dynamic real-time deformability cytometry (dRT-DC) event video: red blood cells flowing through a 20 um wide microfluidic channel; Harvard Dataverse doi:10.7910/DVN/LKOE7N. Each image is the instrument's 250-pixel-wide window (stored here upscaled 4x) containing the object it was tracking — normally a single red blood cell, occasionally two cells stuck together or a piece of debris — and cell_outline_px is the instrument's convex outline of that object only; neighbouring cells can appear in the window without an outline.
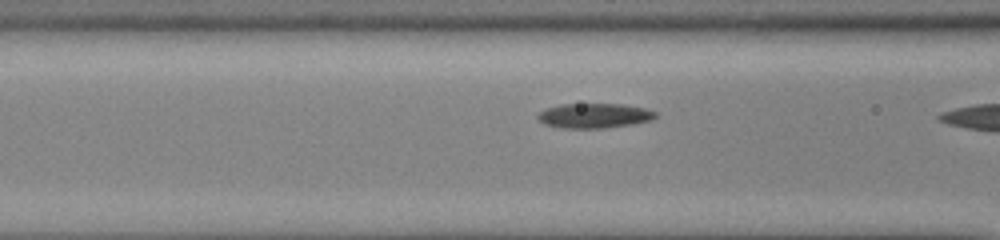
{"species": "common noctule bat (a hibernating species)", "species_latin": "Nyctalus noctula", "temperature_condition": "cold", "stored_images_in_passage": 23, "segment_of_instrument_passage": [2, 2], "camera_frame_rate_fps": 3000, "um_per_image_px": 0.085, "animal": {"sex": "male", "body_mass_g": 13.0, "forearm_length_mm": 53.1}, "frame": {"image": 1, "passage_image": 22, "time_ms": 7.0, "image_size_px": [1000, 240], "cell_outline_px": [[656, 116], [652, 120], [632, 124], [604, 128], [560, 128], [544, 124], [536, 116], [540, 112], [548, 108], [560, 104], [624, 104], [644, 108], [656, 112]], "centroid_in_image_um": [50.51, 9.83], "position_along_channel_um": 116.1, "area_um2": 16.94}}